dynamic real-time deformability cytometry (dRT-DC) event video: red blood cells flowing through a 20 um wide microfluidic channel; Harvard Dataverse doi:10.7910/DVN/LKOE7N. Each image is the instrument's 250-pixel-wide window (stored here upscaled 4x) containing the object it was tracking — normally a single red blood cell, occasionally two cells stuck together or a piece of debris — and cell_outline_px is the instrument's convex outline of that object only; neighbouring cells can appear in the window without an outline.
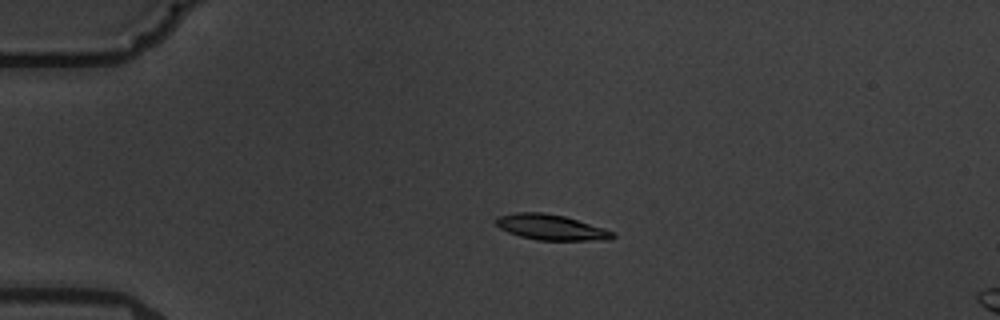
{"species": "common noctule bat (a hibernating species)", "species_latin": "Nyctalus noctula", "temperature_condition": "warm", "stored_images_in_passage": 4, "camera_frame_rate_fps": 3000, "um_per_image_px": 0.085, "animal": {"sex": "male", "body_mass_g": 19.5, "forearm_length_mm": 54.6}, "frame": {"image": 1, "passage_image": 2, "time_ms": 1.333, "image_size_px": [1000, 320], "cell_outline_px": [[616, 236], [608, 240], [536, 240], [520, 236], [508, 232], [500, 228], [496, 224], [496, 216], [516, 212], [544, 212], [564, 216], [604, 228], [616, 232]], "centroid_in_image_um": [46.84, 19.31], "position_along_channel_um": 38.2, "area_um2": 17.4}}